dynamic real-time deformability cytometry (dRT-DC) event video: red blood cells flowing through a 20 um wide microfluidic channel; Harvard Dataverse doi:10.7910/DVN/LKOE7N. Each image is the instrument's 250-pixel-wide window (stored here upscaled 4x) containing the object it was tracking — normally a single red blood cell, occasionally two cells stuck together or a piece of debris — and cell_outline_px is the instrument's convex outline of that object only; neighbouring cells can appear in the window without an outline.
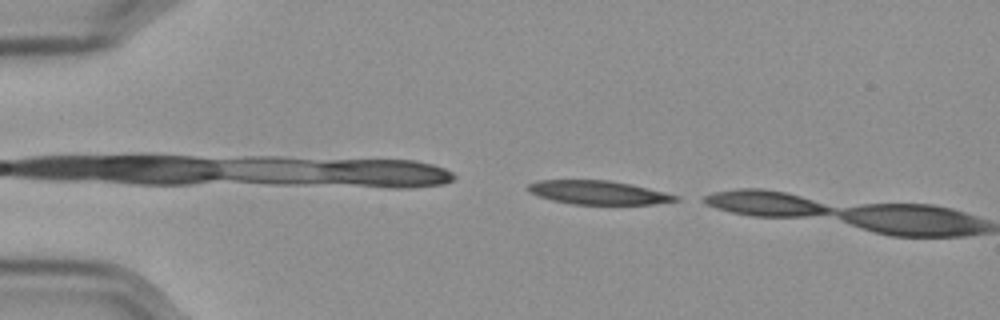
{"species": "Egyptian fruit bat (a non-hibernating species)", "species_latin": "Rousettus aegyptiacus", "temperature_condition": "cold", "stored_images_in_passage": 3, "camera_frame_rate_fps": 3000, "um_per_image_px": 0.085, "frame": {"image": 1, "passage_image": 2, "time_ms": 0.333, "image_size_px": [1000, 320], "cell_outline_px": [[680, 200], [652, 204], [572, 204], [552, 200], [540, 196], [532, 192], [528, 188], [528, 184], [536, 180], [608, 180], [628, 184], [664, 192], [676, 196]], "centroid_in_image_um": [50.82, 16.36], "position_along_channel_um": 34.2, "area_um2": 19.94}}